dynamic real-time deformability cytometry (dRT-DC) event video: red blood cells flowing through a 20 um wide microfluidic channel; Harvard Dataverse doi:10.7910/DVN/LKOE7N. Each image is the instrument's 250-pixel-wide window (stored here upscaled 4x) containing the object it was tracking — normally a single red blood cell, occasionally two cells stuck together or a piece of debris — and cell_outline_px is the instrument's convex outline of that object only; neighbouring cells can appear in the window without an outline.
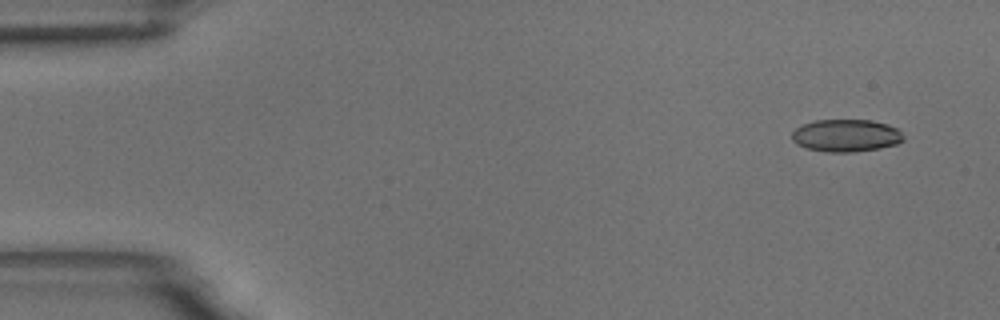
{"species": "common noctule bat (a hibernating species)", "species_latin": "Nyctalus noctula", "temperature_condition": "room temperature", "stored_images_in_passage": 56, "camera_frame_rate_fps": 3000, "um_per_image_px": 0.085, "animal": {"sex": "male", "body_mass_g": 18.8}, "frame": {"image": 1, "passage_image": 1, "time_ms": 0.0, "image_size_px": [1000, 320], "cell_outline_px": [[904, 140], [896, 144], [880, 148], [852, 152], [828, 152], [808, 148], [796, 144], [792, 140], [792, 132], [796, 128], [804, 124], [816, 120], [872, 120], [888, 124], [896, 128], [904, 136]], "centroid_in_image_um": [71.92, 11.52], "position_along_channel_um": 13.1, "area_um2": 21.04}}
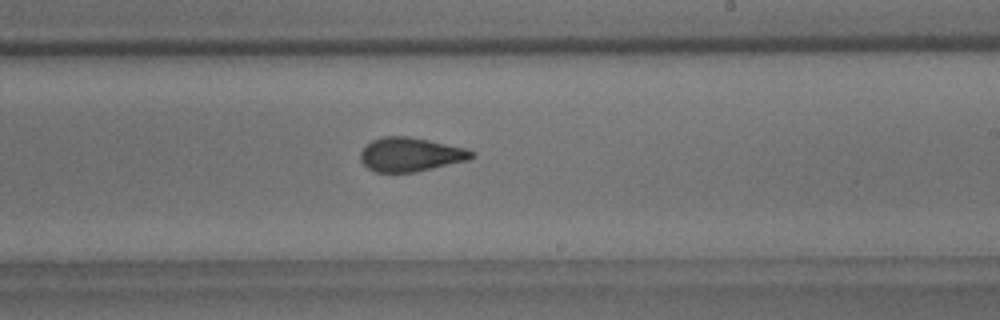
{"frame": {"image": 2, "passage_image": 32, "time_ms": 10.333, "image_size_px": [1000, 320], "cell_outline_px": [[476, 156], [468, 160], [416, 172], [376, 172], [368, 168], [360, 160], [360, 152], [372, 140], [384, 136], [408, 136], [468, 148], [476, 152]], "centroid_in_image_um": [34.93, 13.13], "position_along_channel_um": 254.1, "area_um2": 22.08}}
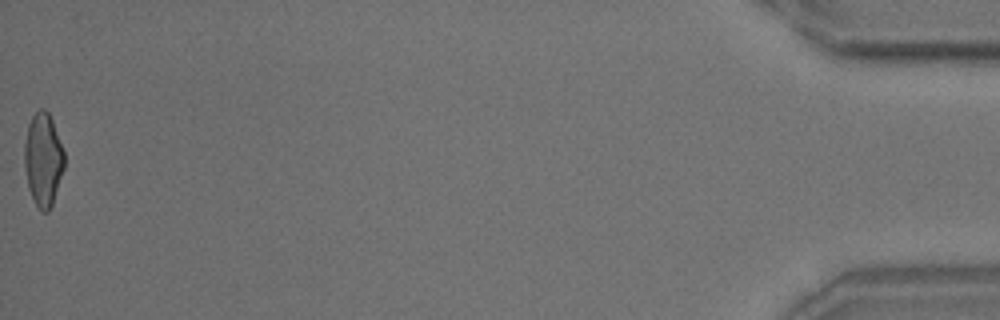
{"frame": {"image": 3, "passage_image": 56, "time_ms": 18.333, "image_size_px": [1000, 320], "cell_outline_px": [[64, 168], [52, 204], [48, 212], [40, 212], [28, 188], [24, 168], [24, 144], [28, 124], [32, 116], [40, 108], [44, 108], [48, 112], [52, 120], [64, 152]], "centroid_in_image_um": [3.65, 13.56], "position_along_channel_um": 431.5, "area_um2": 21.62}, "authors_computed_cell_mechanics": {"area_um2": 22.1663, "velocity_mm_per_s": 3.4493, "shape_relaxation_time_tau1_ms": 6.4745, "shape_relaxation_time_tau2_ms": 0.9655, "deformation_change_tau1": 0.1619, "deformation_change_tau2": 0.0732}}